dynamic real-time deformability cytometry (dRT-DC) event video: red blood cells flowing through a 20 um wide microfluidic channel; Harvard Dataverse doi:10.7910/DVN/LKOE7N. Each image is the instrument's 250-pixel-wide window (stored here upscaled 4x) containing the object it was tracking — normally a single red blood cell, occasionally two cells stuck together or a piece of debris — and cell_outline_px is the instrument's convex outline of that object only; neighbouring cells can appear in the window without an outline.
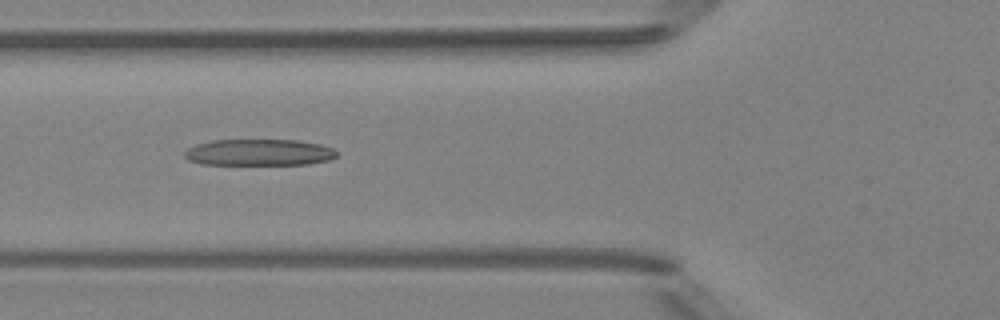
{"species": "Egyptian fruit bat (a non-hibernating species)", "species_latin": "Rousettus aegyptiacus", "temperature_condition": "room temperature", "stored_images_in_passage": 2, "camera_frame_rate_fps": 3000, "um_per_image_px": 0.085, "animal": {"sex": "female"}, "frame": {"image": 1, "passage_image": 2, "time_ms": 1.0, "image_size_px": [1000, 320], "cell_outline_px": [[336, 156], [328, 160], [308, 164], [200, 164], [188, 160], [184, 156], [184, 152], [188, 148], [196, 144], [212, 140], [296, 140], [320, 144], [332, 148], [336, 152]], "centroid_in_image_um": [21.98, 12.95], "position_along_channel_um": 103.8, "area_um2": 23.35}}